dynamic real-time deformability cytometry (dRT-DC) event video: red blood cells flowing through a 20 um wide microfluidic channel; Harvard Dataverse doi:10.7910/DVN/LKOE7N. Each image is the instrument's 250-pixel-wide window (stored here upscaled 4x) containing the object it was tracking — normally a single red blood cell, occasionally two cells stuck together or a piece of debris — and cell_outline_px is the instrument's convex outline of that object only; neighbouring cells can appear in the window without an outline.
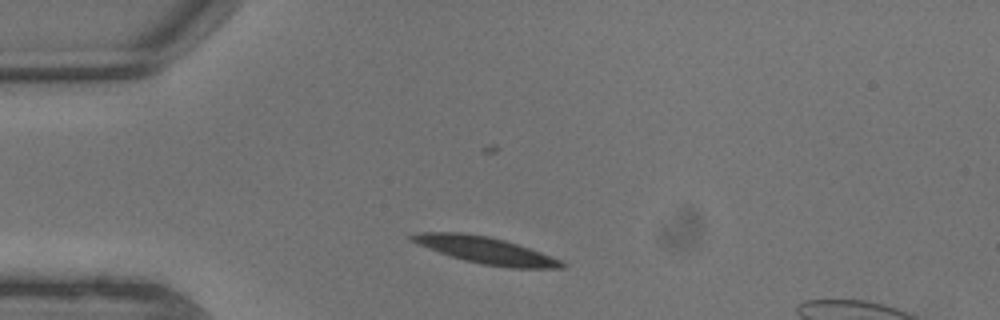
{"species": "common noctule bat (a hibernating species)", "species_latin": "Nyctalus noctula", "temperature_condition": "warm", "stored_images_in_passage": 2, "camera_frame_rate_fps": 3000, "um_per_image_px": 0.085, "animal": {"sex": "male", "body_mass_g": 13.3}, "frame": {"image": 1, "passage_image": 1, "time_ms": 0.0, "image_size_px": [1000, 320], "cell_outline_px": [[568, 264], [564, 268], [508, 268], [484, 264], [464, 260], [440, 252], [408, 240], [408, 236], [420, 232], [460, 232], [488, 236], [504, 240], [540, 252], [560, 260]], "centroid_in_image_um": [41.28, 21.27], "position_along_channel_um": 43.7, "area_um2": 23.06}}